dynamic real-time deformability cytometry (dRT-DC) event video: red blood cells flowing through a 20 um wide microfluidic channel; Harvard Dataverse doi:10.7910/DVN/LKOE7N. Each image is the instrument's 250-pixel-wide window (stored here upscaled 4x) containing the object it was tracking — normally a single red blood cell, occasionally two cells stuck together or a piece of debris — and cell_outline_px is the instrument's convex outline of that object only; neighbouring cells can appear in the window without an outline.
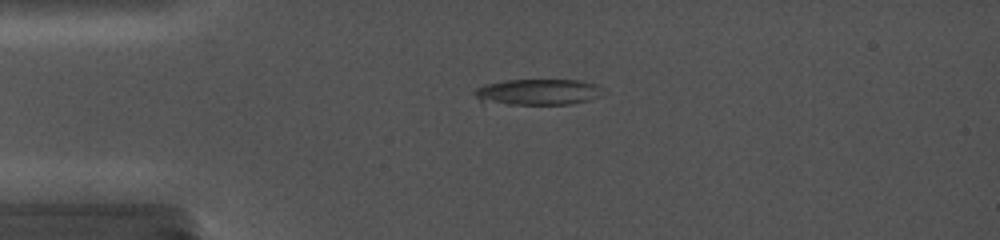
{"species": "common noctule bat (a hibernating species)", "species_latin": "Nyctalus noctula", "temperature_condition": "cold", "stored_images_in_passage": 45, "camera_frame_rate_fps": 5000, "um_per_image_px": 0.085, "animal": {"sex": "female", "body_mass_g": 19.0, "forearm_length_mm": 56.7}, "frame": {"image": 1, "passage_image": 20, "time_ms": 3.8, "image_size_px": [1000, 240], "cell_outline_px": [[600, 96], [588, 100], [568, 104], [508, 104], [480, 100], [472, 92], [476, 88], [484, 84], [504, 80], [576, 80], [596, 84], [600, 88]], "centroid_in_image_um": [45.68, 7.81], "position_along_channel_um": 39.3, "area_um2": 19.13}}
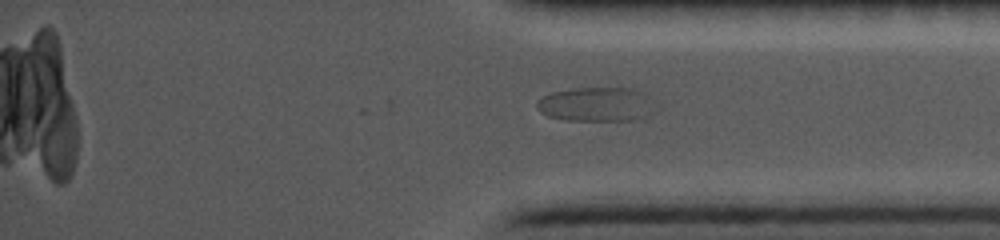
{"frame": {"image": 2, "passage_image": 45, "time_ms": 14.2, "image_size_px": [1000, 240], "cell_outline_px": [[644, 116], [624, 120], [564, 120], [548, 116], [536, 108], [536, 104], [544, 96], [552, 92], [572, 88], [636, 88], [644, 92]], "centroid_in_image_um": [50.46, 8.85], "position_along_channel_um": 384.7, "area_um2": 22.31}}